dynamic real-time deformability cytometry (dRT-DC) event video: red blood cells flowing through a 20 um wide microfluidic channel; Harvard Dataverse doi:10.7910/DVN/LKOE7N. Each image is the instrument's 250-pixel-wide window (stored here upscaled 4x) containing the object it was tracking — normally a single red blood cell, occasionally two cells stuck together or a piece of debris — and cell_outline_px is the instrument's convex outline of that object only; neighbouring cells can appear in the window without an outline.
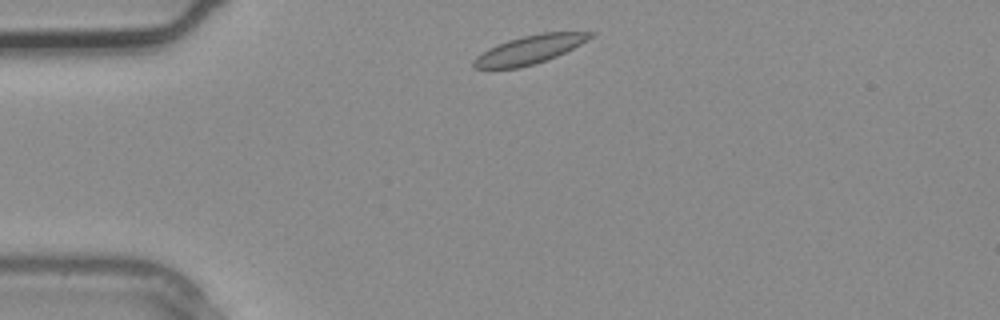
{"species": "common noctule bat (a hibernating species)", "species_latin": "Nyctalus noctula", "temperature_condition": "warm", "stored_images_in_passage": 2, "camera_frame_rate_fps": 3000, "um_per_image_px": 0.085, "animal": {"sex": "male", "body_mass_g": 20.4}, "frame": {"image": 1, "passage_image": 1, "time_ms": 0.0, "image_size_px": [1000, 320], "cell_outline_px": [[596, 32], [588, 40], [556, 56], [520, 68], [492, 72], [488, 72], [472, 68], [472, 60], [476, 56], [488, 48], [508, 40], [540, 32]], "centroid_in_image_um": [44.86, 4.28], "position_along_channel_um": 40.1, "area_um2": 19.83}}
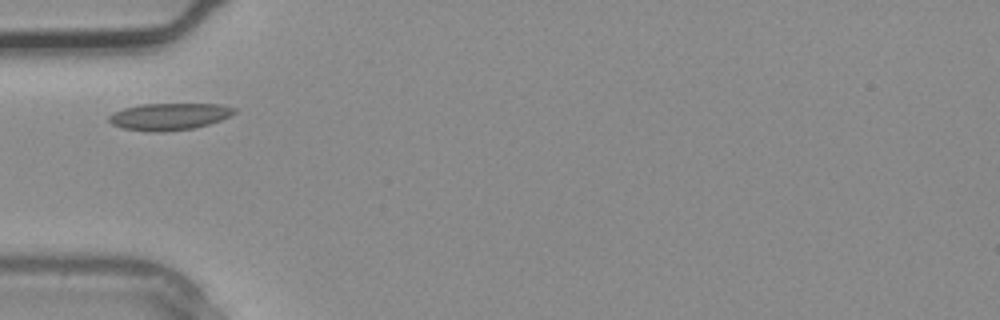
{"frame": {"image": 2, "passage_image": 2, "time_ms": 0.333, "image_size_px": [1000, 320], "cell_outline_px": [[236, 112], [232, 116], [196, 128], [164, 132], [148, 132], [120, 128], [112, 124], [108, 120], [108, 116], [124, 108], [140, 104], [220, 104], [236, 108]], "centroid_in_image_um": [14.39, 9.91], "position_along_channel_um": 70.6, "area_um2": 19.88}}